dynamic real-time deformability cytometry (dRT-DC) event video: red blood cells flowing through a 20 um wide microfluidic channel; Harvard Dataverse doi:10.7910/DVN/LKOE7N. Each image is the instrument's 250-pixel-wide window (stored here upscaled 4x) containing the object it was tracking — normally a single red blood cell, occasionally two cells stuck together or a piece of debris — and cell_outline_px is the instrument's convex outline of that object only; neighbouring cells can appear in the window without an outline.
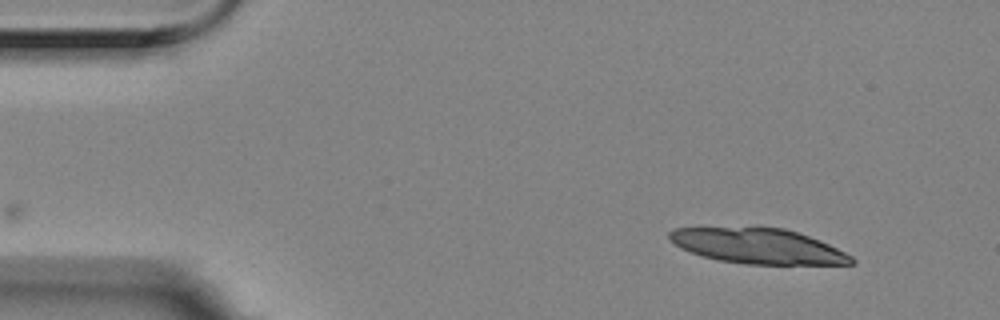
{"species": "Egyptian fruit bat (a non-hibernating species)", "species_latin": "Rousettus aegyptiacus", "temperature_condition": "room temperature", "stored_images_in_passage": 3, "segment_of_instrument_passage": [2, 2], "camera_frame_rate_fps": 3000, "um_per_image_px": 0.085, "animal": {"sex": "female"}, "frame": {"image": 1, "passage_image": 3, "time_ms": 0.667, "image_size_px": [1000, 320], "cell_outline_px": [[856, 264], [744, 264], [720, 260], [704, 256], [680, 248], [668, 236], [668, 232], [672, 228], [784, 228], [808, 236], [828, 244], [852, 256], [856, 260]], "centroid_in_image_um": [64.45, 20.93], "position_along_channel_um": 20.5, "area_um2": 36.7}}